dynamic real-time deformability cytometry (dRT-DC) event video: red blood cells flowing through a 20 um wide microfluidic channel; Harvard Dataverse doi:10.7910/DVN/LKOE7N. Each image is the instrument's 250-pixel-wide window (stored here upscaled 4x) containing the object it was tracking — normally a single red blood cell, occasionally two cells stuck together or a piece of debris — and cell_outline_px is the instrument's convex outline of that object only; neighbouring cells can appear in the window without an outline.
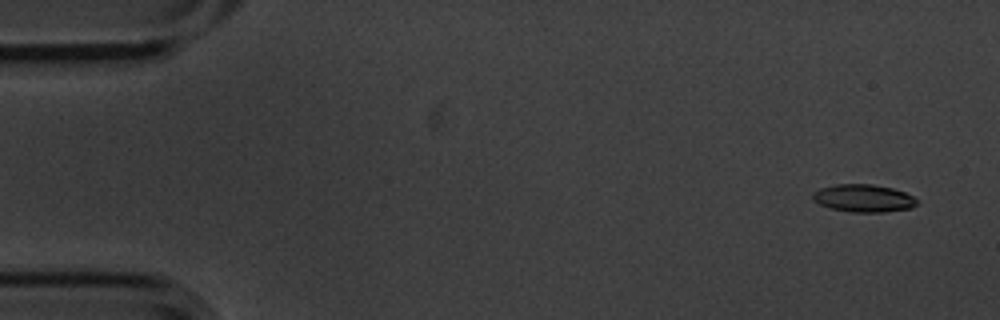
{"species": "common noctule bat (a hibernating species)", "species_latin": "Nyctalus noctula", "temperature_condition": "cold", "stored_images_in_passage": 9, "camera_frame_rate_fps": 3000, "um_per_image_px": 0.085, "animal": {"sex": "male", "body_mass_g": 20.1, "forearm_length_mm": 53.5}, "frame": {"image": 1, "passage_image": 1, "time_ms": 0.0, "image_size_px": [1000, 320], "cell_outline_px": [[920, 200], [912, 208], [884, 212], [852, 212], [832, 208], [820, 204], [812, 200], [812, 192], [820, 188], [836, 184], [872, 184], [892, 188], [904, 192]], "centroid_in_image_um": [73.4, 16.84], "position_along_channel_um": 11.6, "area_um2": 16.82}}
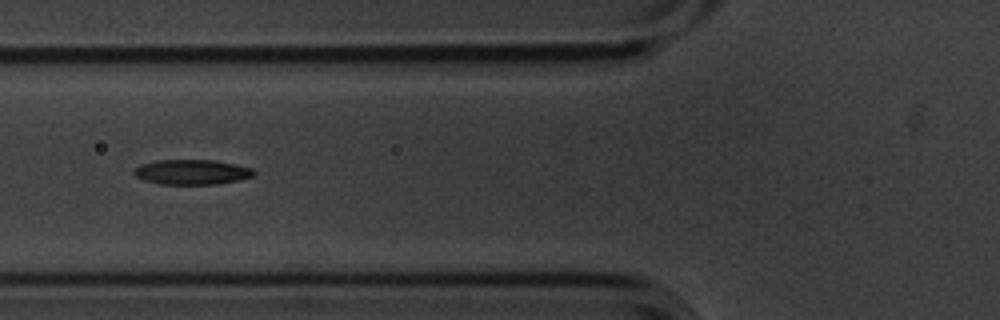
{"frame": {"image": 2, "passage_image": 6, "time_ms": 1.667, "image_size_px": [1000, 320], "cell_outline_px": [[256, 172], [252, 176], [240, 180], [216, 184], [160, 184], [144, 180], [136, 176], [132, 172], [140, 164], [156, 160], [216, 160], [236, 164], [252, 168]], "centroid_in_image_um": [16.32, 14.62], "position_along_channel_um": 109.5, "area_um2": 17.51}}
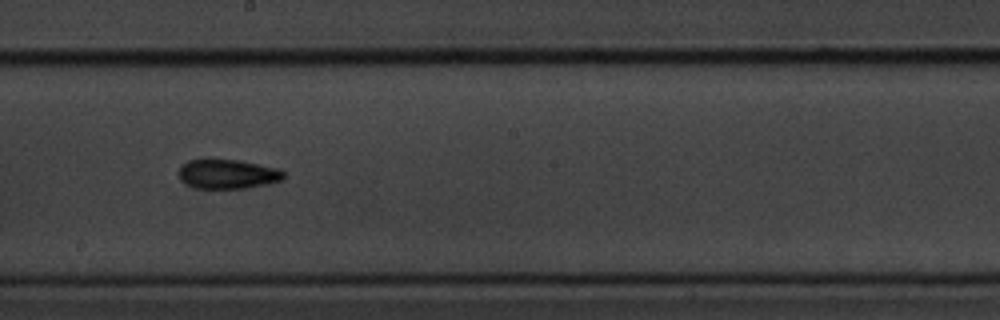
{"frame": {"image": 3, "passage_image": 9, "time_ms": 2.667, "image_size_px": [1000, 320], "cell_outline_px": [[284, 176], [280, 180], [264, 184], [244, 188], [196, 188], [180, 180], [180, 168], [188, 160], [240, 160], [280, 168], [284, 172]], "centroid_in_image_um": [19.37, 14.79], "position_along_channel_um": 228.8, "area_um2": 17.63}}